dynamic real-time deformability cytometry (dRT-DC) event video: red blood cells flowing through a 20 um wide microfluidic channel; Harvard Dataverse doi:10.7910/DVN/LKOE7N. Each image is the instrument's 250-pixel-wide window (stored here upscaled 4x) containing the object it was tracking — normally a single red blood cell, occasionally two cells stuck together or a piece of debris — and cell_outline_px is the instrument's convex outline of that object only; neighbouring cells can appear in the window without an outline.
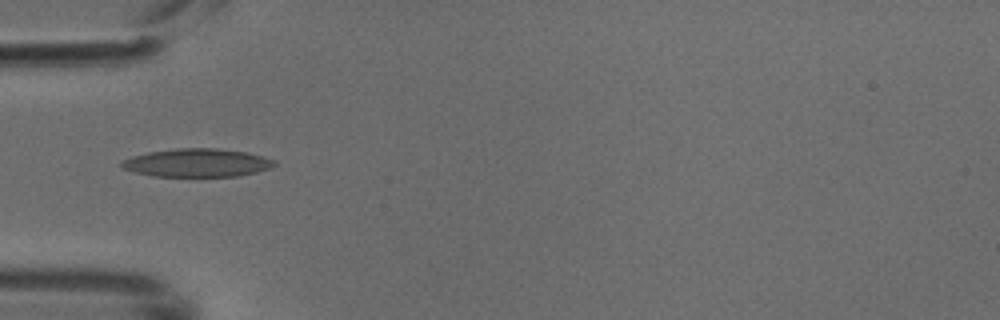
{"species": "common noctule bat (a hibernating species)", "species_latin": "Nyctalus noctula", "temperature_condition": "cold", "stored_images_in_passage": 6, "camera_frame_rate_fps": 3000, "um_per_image_px": 0.085, "animal": {"sex": "male", "body_mass_g": 18.8}, "frame": {"image": 1, "passage_image": 5, "time_ms": 1.333, "image_size_px": [1000, 320], "cell_outline_px": [[276, 164], [268, 168], [256, 172], [236, 176], [152, 176], [136, 172], [124, 168], [120, 164], [124, 160], [132, 156], [148, 152], [176, 148], [216, 148], [244, 152], [276, 160]], "centroid_in_image_um": [16.74, 13.83], "position_along_channel_um": 68.3, "area_um2": 24.8}}
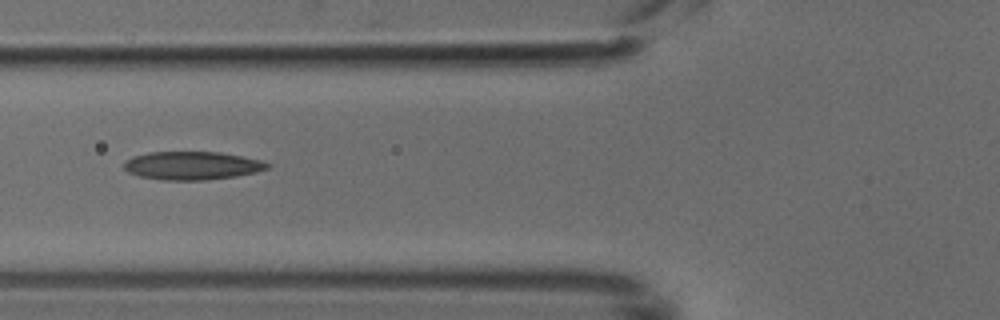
{"frame": {"image": 2, "passage_image": 6, "time_ms": 1.667, "image_size_px": [1000, 320], "cell_outline_px": [[272, 164], [268, 168], [256, 172], [236, 176], [204, 180], [164, 180], [140, 176], [128, 172], [124, 168], [124, 164], [132, 156], [148, 152], [220, 152], [260, 160]], "centroid_in_image_um": [16.33, 14.07], "position_along_channel_um": 109.5, "area_um2": 23.47}}